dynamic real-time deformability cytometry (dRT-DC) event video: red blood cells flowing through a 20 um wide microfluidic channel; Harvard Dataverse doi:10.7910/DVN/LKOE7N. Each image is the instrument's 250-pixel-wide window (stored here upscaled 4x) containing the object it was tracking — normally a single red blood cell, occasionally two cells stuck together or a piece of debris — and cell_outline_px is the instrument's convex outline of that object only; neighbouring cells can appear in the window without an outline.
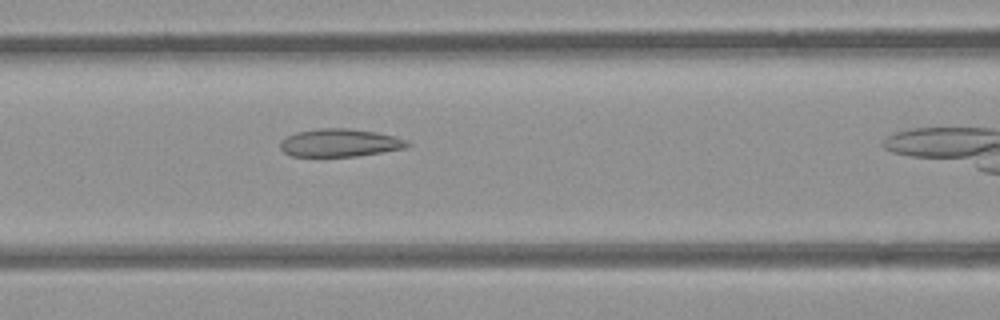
{"species": "common noctule bat (a hibernating species)", "species_latin": "Nyctalus noctula", "temperature_condition": "room temperature", "stored_images_in_passage": 10, "camera_frame_rate_fps": 3000, "um_per_image_px": 0.085, "animal": {"sex": "female", "body_mass_g": 21.9}, "frame": {"image": 1, "passage_image": 9, "time_ms": 2.667, "image_size_px": [1000, 320], "cell_outline_px": [[412, 144], [404, 148], [356, 156], [292, 156], [284, 152], [280, 148], [280, 144], [288, 136], [296, 132], [320, 128], [348, 128], [376, 132], [392, 136], [404, 140]], "centroid_in_image_um": [28.86, 12.13], "position_along_channel_um": 137.7, "area_um2": 20.29}}